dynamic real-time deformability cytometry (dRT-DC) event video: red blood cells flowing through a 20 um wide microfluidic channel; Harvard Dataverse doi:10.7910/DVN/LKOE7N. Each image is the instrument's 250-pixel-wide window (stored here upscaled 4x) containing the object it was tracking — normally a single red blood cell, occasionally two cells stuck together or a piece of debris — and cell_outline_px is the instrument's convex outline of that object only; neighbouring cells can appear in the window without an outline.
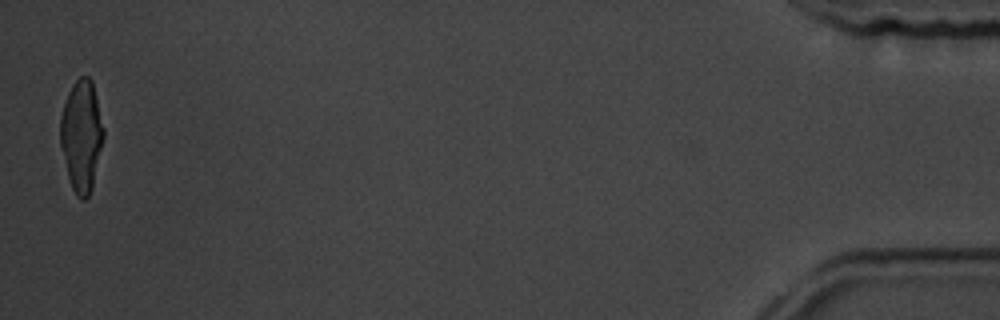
{"species": "common noctule bat (a hibernating species)", "species_latin": "Nyctalus noctula", "temperature_condition": "room temperature", "stored_images_in_passage": 15, "camera_frame_rate_fps": 3000, "um_per_image_px": 0.085, "animal": {"sex": "male", "body_mass_g": 19.5, "forearm_length_mm": 54.6}, "frame": {"image": 1, "passage_image": 15, "time_ms": 16.667, "image_size_px": [1000, 320], "cell_outline_px": [[104, 136], [92, 188], [88, 196], [84, 200], [80, 200], [76, 196], [72, 188], [68, 176], [60, 144], [60, 116], [68, 92], [72, 84], [80, 76], [88, 76], [92, 80], [104, 128]], "centroid_in_image_um": [6.92, 11.53], "position_along_channel_um": 428.3, "area_um2": 28.03}, "authors_computed_cell_mechanics": {"area_um2": 28.033, "velocity_mm_per_s": 3.706, "shape_relaxation_time_tau1_ms": 7.4778, "shape_relaxation_time_tau2_ms": 1.0886, "deformation_change_tau1": 0.2441, "deformation_change_tau2": 0.0448}}